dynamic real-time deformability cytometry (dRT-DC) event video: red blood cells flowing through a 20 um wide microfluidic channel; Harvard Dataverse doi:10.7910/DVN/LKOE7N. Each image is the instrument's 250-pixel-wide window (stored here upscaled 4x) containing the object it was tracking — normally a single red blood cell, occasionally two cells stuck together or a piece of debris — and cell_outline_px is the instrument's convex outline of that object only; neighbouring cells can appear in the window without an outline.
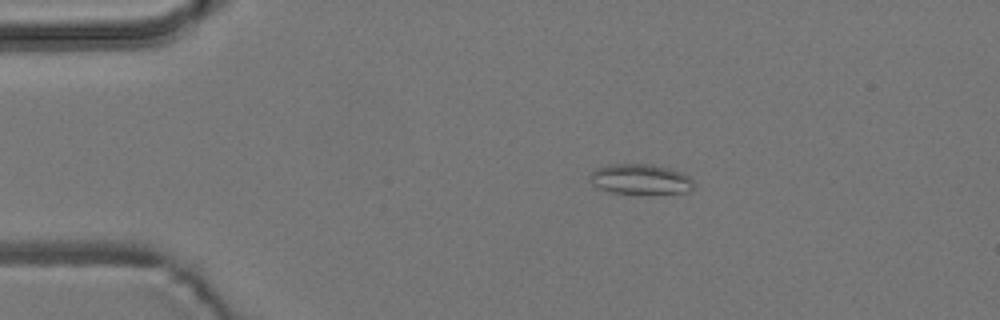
{"species": "common noctule bat (a hibernating species)", "species_latin": "Nyctalus noctula", "temperature_condition": "room temperature", "stored_images_in_passage": 54, "camera_frame_rate_fps": 3000, "um_per_image_px": 0.085, "animal": {"sex": "male", "body_mass_g": 19.2, "forearm_length_mm": 51.8}, "frame": {"image": 1, "passage_image": 10, "time_ms": 3.0, "image_size_px": [1000, 320], "cell_outline_px": [[696, 184], [688, 192], [640, 196], [612, 192], [600, 188], [592, 184], [588, 176], [596, 168], [604, 164], [652, 164], [668, 168], [680, 172], [688, 176]], "centroid_in_image_um": [54.43, 15.27], "position_along_channel_um": 30.6, "area_um2": 19.02}}
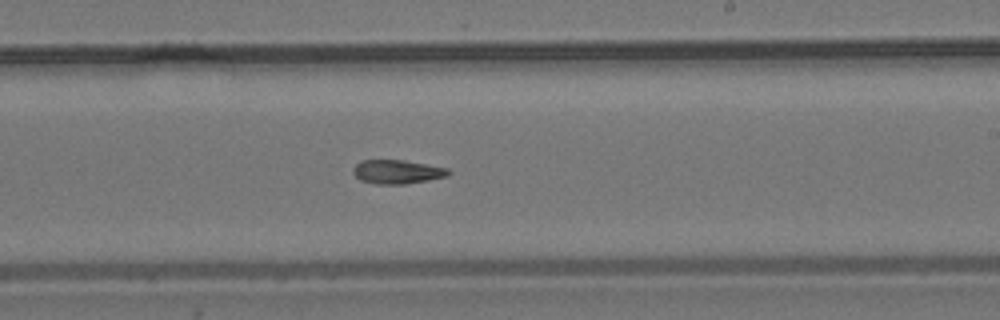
{"frame": {"image": 2, "passage_image": 32, "time_ms": 10.333, "image_size_px": [1000, 320], "cell_outline_px": [[452, 172], [448, 176], [428, 180], [404, 184], [376, 184], [360, 180], [352, 172], [352, 168], [360, 160], [404, 160], [448, 168]], "centroid_in_image_um": [33.76, 14.6], "position_along_channel_um": 255.2, "area_um2": 13.35}}
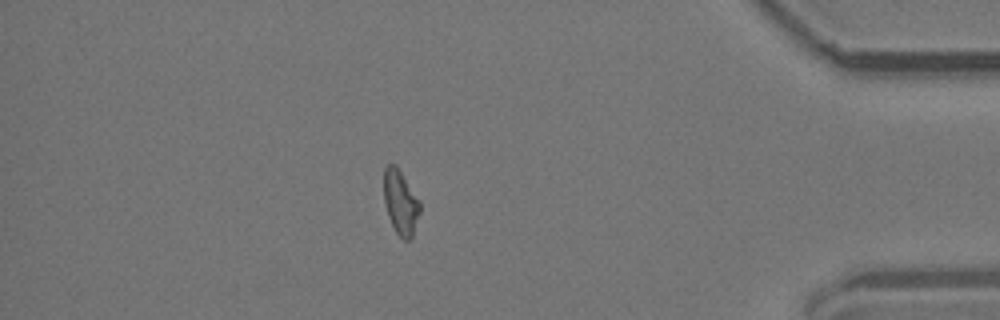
{"frame": {"image": 3, "passage_image": 47, "time_ms": 15.333, "image_size_px": [1000, 320], "cell_outline_px": [[420, 212], [412, 236], [408, 240], [404, 240], [396, 232], [388, 216], [384, 200], [384, 168], [388, 164], [396, 164], [420, 204]], "centroid_in_image_um": [34.02, 17.19], "position_along_channel_um": 401.2, "area_um2": 13.18}, "authors_computed_cell_mechanics": {"area_um2": 13.9009, "velocity_mm_per_s": 3.7755, "shape_relaxation_time_tau1_ms": null, "shape_relaxation_time_tau2_ms": 10.3781, "deformation_change_tau1": null, "deformation_change_tau2": 0.1824}}